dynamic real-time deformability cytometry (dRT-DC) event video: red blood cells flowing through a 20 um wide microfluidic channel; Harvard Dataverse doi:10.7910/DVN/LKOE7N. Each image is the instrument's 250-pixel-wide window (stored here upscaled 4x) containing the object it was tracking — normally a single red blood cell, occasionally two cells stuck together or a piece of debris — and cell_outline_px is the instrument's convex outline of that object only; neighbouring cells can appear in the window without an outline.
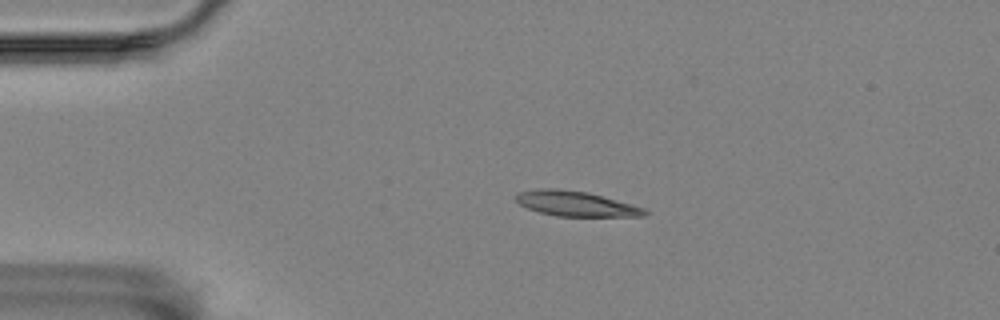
{"species": "Egyptian fruit bat (a non-hibernating species)", "species_latin": "Rousettus aegyptiacus", "temperature_condition": "room temperature", "stored_images_in_passage": 2, "camera_frame_rate_fps": 3000, "um_per_image_px": 0.085, "animal": {"sex": "female"}, "frame": {"image": 1, "passage_image": 2, "time_ms": 1.333, "image_size_px": [1000, 320], "cell_outline_px": [[648, 212], [644, 216], [556, 216], [540, 212], [528, 208], [520, 204], [516, 200], [516, 196], [520, 192], [540, 188], [556, 188], [588, 192], [644, 208]], "centroid_in_image_um": [48.93, 17.31], "position_along_channel_um": 36.1, "area_um2": 18.5}}